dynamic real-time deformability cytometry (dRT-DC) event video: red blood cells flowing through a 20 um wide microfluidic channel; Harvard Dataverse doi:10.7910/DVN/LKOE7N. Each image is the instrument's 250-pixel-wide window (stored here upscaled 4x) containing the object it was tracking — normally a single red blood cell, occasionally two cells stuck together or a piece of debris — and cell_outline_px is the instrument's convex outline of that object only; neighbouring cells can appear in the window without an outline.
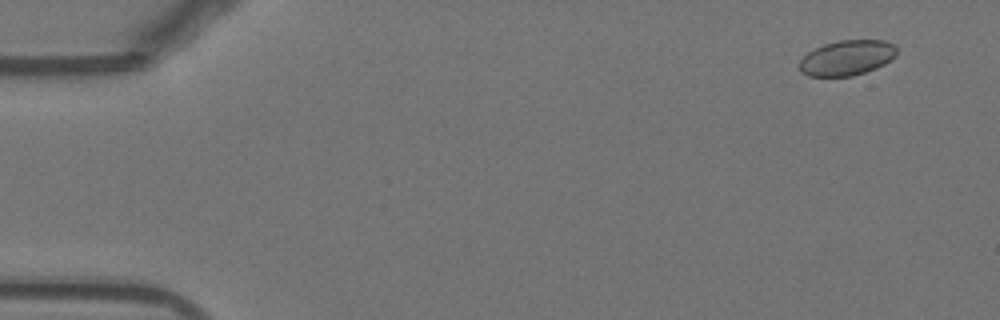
{"species": "Egyptian fruit bat (a non-hibernating species)", "species_latin": "Rousettus aegyptiacus", "temperature_condition": "warm", "stored_images_in_passage": 54, "camera_frame_rate_fps": 3000, "um_per_image_px": 0.085, "animal": {"sex": "female"}, "frame": {"image": 1, "passage_image": 4, "time_ms": 1.0, "image_size_px": [1000, 320], "cell_outline_px": [[896, 56], [884, 64], [876, 68], [852, 76], [808, 76], [800, 72], [800, 60], [808, 52], [824, 44], [840, 40], [884, 40], [892, 44], [896, 48]], "centroid_in_image_um": [71.98, 4.91], "position_along_channel_um": 13.0, "area_um2": 19.83}}
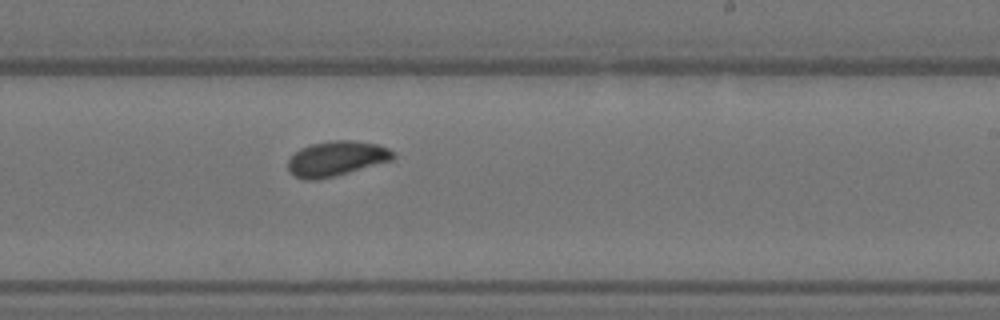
{"frame": {"image": 2, "passage_image": 33, "time_ms": 10.667, "image_size_px": [1000, 320], "cell_outline_px": [[396, 156], [392, 160], [336, 176], [316, 180], [304, 180], [296, 176], [288, 168], [288, 160], [300, 148], [308, 144], [332, 140], [352, 140], [376, 144], [388, 148]], "centroid_in_image_um": [28.59, 13.47], "position_along_channel_um": 260.4, "area_um2": 21.39}}
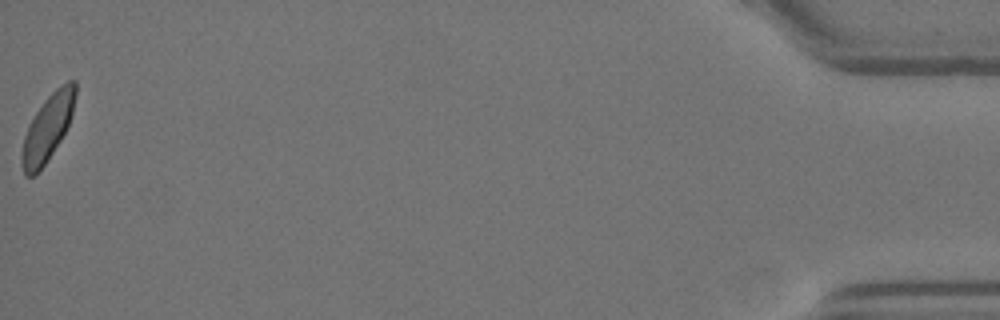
{"frame": {"image": 3, "passage_image": 54, "time_ms": 17.667, "image_size_px": [1000, 320], "cell_outline_px": [[76, 96], [72, 112], [68, 124], [60, 140], [36, 176], [24, 176], [20, 160], [20, 156], [24, 136], [28, 124], [44, 100], [56, 88], [68, 80], [76, 80]], "centroid_in_image_um": [4.02, 10.87], "position_along_channel_um": 431.2, "area_um2": 20.58}, "authors_computed_cell_mechanics": {"area_um2": 20.9236, "velocity_mm_per_s": 3.831, "shape_relaxation_time_tau1_ms": 3.6768, "shape_relaxation_time_tau2_ms": 0.7659, "deformation_change_tau1": 0.1208, "deformation_change_tau2": 0.0446}}